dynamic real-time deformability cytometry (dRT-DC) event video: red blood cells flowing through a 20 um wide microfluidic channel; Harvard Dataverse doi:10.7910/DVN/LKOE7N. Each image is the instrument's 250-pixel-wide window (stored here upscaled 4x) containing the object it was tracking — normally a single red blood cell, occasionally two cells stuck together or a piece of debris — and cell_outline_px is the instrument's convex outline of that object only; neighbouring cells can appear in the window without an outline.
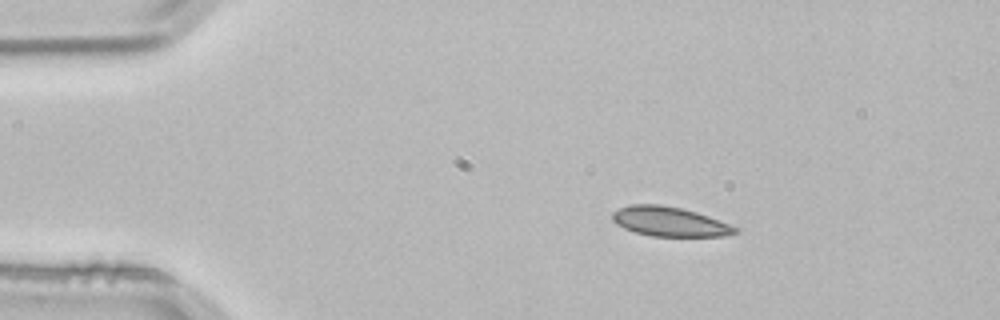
{"species": "common noctule bat (a hibernating species)", "species_latin": "Nyctalus noctula", "temperature_condition": "room temperature", "stored_images_in_passage": 2, "camera_frame_rate_fps": 3000, "um_per_image_px": 0.085, "animal": {"sex": "male", "body_mass_g": 21.5, "forearm_length_mm": 52.0}, "frame": {"image": 1, "passage_image": 1, "time_ms": 0.0, "image_size_px": [1000, 320], "cell_outline_px": [[740, 232], [724, 236], [652, 236], [636, 232], [624, 228], [616, 224], [612, 220], [612, 212], [628, 204], [660, 204], [680, 208], [696, 212], [708, 216], [740, 228]], "centroid_in_image_um": [56.92, 18.83], "position_along_channel_um": 28.1, "area_um2": 21.15}}